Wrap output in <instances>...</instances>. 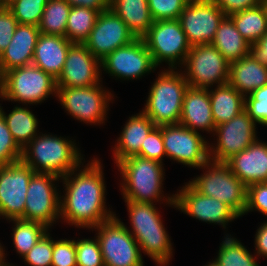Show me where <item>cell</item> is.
I'll return each mask as SVG.
<instances>
[{
  "label": "cell",
  "instance_id": "1",
  "mask_svg": "<svg viewBox=\"0 0 267 266\" xmlns=\"http://www.w3.org/2000/svg\"><path fill=\"white\" fill-rule=\"evenodd\" d=\"M90 161L61 177L65 193L60 196V219L84 229H92L116 215L106 207L103 164L98 158Z\"/></svg>",
  "mask_w": 267,
  "mask_h": 266
},
{
  "label": "cell",
  "instance_id": "2",
  "mask_svg": "<svg viewBox=\"0 0 267 266\" xmlns=\"http://www.w3.org/2000/svg\"><path fill=\"white\" fill-rule=\"evenodd\" d=\"M163 163L138 155L130 156L117 163L121 175V195L124 201L156 203L165 201L175 208V195L164 196L163 181L165 168ZM165 198V199H164Z\"/></svg>",
  "mask_w": 267,
  "mask_h": 266
},
{
  "label": "cell",
  "instance_id": "3",
  "mask_svg": "<svg viewBox=\"0 0 267 266\" xmlns=\"http://www.w3.org/2000/svg\"><path fill=\"white\" fill-rule=\"evenodd\" d=\"M72 140L40 132L22 149L21 160L36 173L64 177L85 160Z\"/></svg>",
  "mask_w": 267,
  "mask_h": 266
},
{
  "label": "cell",
  "instance_id": "4",
  "mask_svg": "<svg viewBox=\"0 0 267 266\" xmlns=\"http://www.w3.org/2000/svg\"><path fill=\"white\" fill-rule=\"evenodd\" d=\"M124 202L132 230L126 228L137 241L141 255L145 253L157 266H167L173 257V247L156 204Z\"/></svg>",
  "mask_w": 267,
  "mask_h": 266
},
{
  "label": "cell",
  "instance_id": "5",
  "mask_svg": "<svg viewBox=\"0 0 267 266\" xmlns=\"http://www.w3.org/2000/svg\"><path fill=\"white\" fill-rule=\"evenodd\" d=\"M180 70H161L151 85L145 107L141 111L156 126L179 124L184 95L189 87Z\"/></svg>",
  "mask_w": 267,
  "mask_h": 266
},
{
  "label": "cell",
  "instance_id": "6",
  "mask_svg": "<svg viewBox=\"0 0 267 266\" xmlns=\"http://www.w3.org/2000/svg\"><path fill=\"white\" fill-rule=\"evenodd\" d=\"M56 79L31 64L11 69L3 74V86L0 98L6 101L22 103L28 106L47 100L50 95L56 97Z\"/></svg>",
  "mask_w": 267,
  "mask_h": 266
},
{
  "label": "cell",
  "instance_id": "7",
  "mask_svg": "<svg viewBox=\"0 0 267 266\" xmlns=\"http://www.w3.org/2000/svg\"><path fill=\"white\" fill-rule=\"evenodd\" d=\"M199 169L205 171L189 183L199 193L220 200L242 217L246 209L247 186L231 172L230 167L225 162L209 160Z\"/></svg>",
  "mask_w": 267,
  "mask_h": 266
},
{
  "label": "cell",
  "instance_id": "8",
  "mask_svg": "<svg viewBox=\"0 0 267 266\" xmlns=\"http://www.w3.org/2000/svg\"><path fill=\"white\" fill-rule=\"evenodd\" d=\"M142 39L157 68L166 62L168 69H181L192 47L178 19L154 21Z\"/></svg>",
  "mask_w": 267,
  "mask_h": 266
},
{
  "label": "cell",
  "instance_id": "9",
  "mask_svg": "<svg viewBox=\"0 0 267 266\" xmlns=\"http://www.w3.org/2000/svg\"><path fill=\"white\" fill-rule=\"evenodd\" d=\"M102 84L101 82L89 87H57L56 97L72 118L86 125L100 126L105 124L109 104L111 101L113 103L115 96Z\"/></svg>",
  "mask_w": 267,
  "mask_h": 266
},
{
  "label": "cell",
  "instance_id": "10",
  "mask_svg": "<svg viewBox=\"0 0 267 266\" xmlns=\"http://www.w3.org/2000/svg\"><path fill=\"white\" fill-rule=\"evenodd\" d=\"M93 229L105 266H144L137 241L118 216L101 222Z\"/></svg>",
  "mask_w": 267,
  "mask_h": 266
},
{
  "label": "cell",
  "instance_id": "11",
  "mask_svg": "<svg viewBox=\"0 0 267 266\" xmlns=\"http://www.w3.org/2000/svg\"><path fill=\"white\" fill-rule=\"evenodd\" d=\"M229 65L210 43L192 46L181 68L189 87L208 89L227 84Z\"/></svg>",
  "mask_w": 267,
  "mask_h": 266
},
{
  "label": "cell",
  "instance_id": "12",
  "mask_svg": "<svg viewBox=\"0 0 267 266\" xmlns=\"http://www.w3.org/2000/svg\"><path fill=\"white\" fill-rule=\"evenodd\" d=\"M61 177L34 173L28 185L23 220L34 221L51 228L60 218V191L56 181Z\"/></svg>",
  "mask_w": 267,
  "mask_h": 266
},
{
  "label": "cell",
  "instance_id": "13",
  "mask_svg": "<svg viewBox=\"0 0 267 266\" xmlns=\"http://www.w3.org/2000/svg\"><path fill=\"white\" fill-rule=\"evenodd\" d=\"M166 157L187 167L200 168L210 160L209 141L180 124L162 126Z\"/></svg>",
  "mask_w": 267,
  "mask_h": 266
},
{
  "label": "cell",
  "instance_id": "14",
  "mask_svg": "<svg viewBox=\"0 0 267 266\" xmlns=\"http://www.w3.org/2000/svg\"><path fill=\"white\" fill-rule=\"evenodd\" d=\"M256 126L245 110L230 121L217 125L213 132L217 143H209L210 160L226 162L233 155L245 150L258 138Z\"/></svg>",
  "mask_w": 267,
  "mask_h": 266
},
{
  "label": "cell",
  "instance_id": "15",
  "mask_svg": "<svg viewBox=\"0 0 267 266\" xmlns=\"http://www.w3.org/2000/svg\"><path fill=\"white\" fill-rule=\"evenodd\" d=\"M156 69L142 38H136L128 45L117 48L101 60V71L123 81L140 79Z\"/></svg>",
  "mask_w": 267,
  "mask_h": 266
},
{
  "label": "cell",
  "instance_id": "16",
  "mask_svg": "<svg viewBox=\"0 0 267 266\" xmlns=\"http://www.w3.org/2000/svg\"><path fill=\"white\" fill-rule=\"evenodd\" d=\"M34 173L22 160L0 166V218L24 217L27 189Z\"/></svg>",
  "mask_w": 267,
  "mask_h": 266
},
{
  "label": "cell",
  "instance_id": "17",
  "mask_svg": "<svg viewBox=\"0 0 267 266\" xmlns=\"http://www.w3.org/2000/svg\"><path fill=\"white\" fill-rule=\"evenodd\" d=\"M225 13L211 0L188 1L178 20L191 46L210 44Z\"/></svg>",
  "mask_w": 267,
  "mask_h": 266
},
{
  "label": "cell",
  "instance_id": "18",
  "mask_svg": "<svg viewBox=\"0 0 267 266\" xmlns=\"http://www.w3.org/2000/svg\"><path fill=\"white\" fill-rule=\"evenodd\" d=\"M176 192L175 208L199 221L221 225L226 229L229 222L240 216L227 204L214 197L199 193L189 182Z\"/></svg>",
  "mask_w": 267,
  "mask_h": 266
},
{
  "label": "cell",
  "instance_id": "19",
  "mask_svg": "<svg viewBox=\"0 0 267 266\" xmlns=\"http://www.w3.org/2000/svg\"><path fill=\"white\" fill-rule=\"evenodd\" d=\"M135 39L125 22L108 9L99 13L95 26L83 44L95 57L102 60L109 53Z\"/></svg>",
  "mask_w": 267,
  "mask_h": 266
},
{
  "label": "cell",
  "instance_id": "20",
  "mask_svg": "<svg viewBox=\"0 0 267 266\" xmlns=\"http://www.w3.org/2000/svg\"><path fill=\"white\" fill-rule=\"evenodd\" d=\"M101 60L79 43H72L59 77L57 87H89L102 82Z\"/></svg>",
  "mask_w": 267,
  "mask_h": 266
},
{
  "label": "cell",
  "instance_id": "21",
  "mask_svg": "<svg viewBox=\"0 0 267 266\" xmlns=\"http://www.w3.org/2000/svg\"><path fill=\"white\" fill-rule=\"evenodd\" d=\"M246 186L267 182V143L257 139L225 162Z\"/></svg>",
  "mask_w": 267,
  "mask_h": 266
},
{
  "label": "cell",
  "instance_id": "22",
  "mask_svg": "<svg viewBox=\"0 0 267 266\" xmlns=\"http://www.w3.org/2000/svg\"><path fill=\"white\" fill-rule=\"evenodd\" d=\"M40 35L37 26L18 24L8 47L0 55V70L5 72L32 64L35 46Z\"/></svg>",
  "mask_w": 267,
  "mask_h": 266
},
{
  "label": "cell",
  "instance_id": "23",
  "mask_svg": "<svg viewBox=\"0 0 267 266\" xmlns=\"http://www.w3.org/2000/svg\"><path fill=\"white\" fill-rule=\"evenodd\" d=\"M179 124L195 132H214L215 123L208 89L188 87L185 92Z\"/></svg>",
  "mask_w": 267,
  "mask_h": 266
},
{
  "label": "cell",
  "instance_id": "24",
  "mask_svg": "<svg viewBox=\"0 0 267 266\" xmlns=\"http://www.w3.org/2000/svg\"><path fill=\"white\" fill-rule=\"evenodd\" d=\"M71 44L66 37L40 33L32 64L57 79L62 72Z\"/></svg>",
  "mask_w": 267,
  "mask_h": 266
},
{
  "label": "cell",
  "instance_id": "25",
  "mask_svg": "<svg viewBox=\"0 0 267 266\" xmlns=\"http://www.w3.org/2000/svg\"><path fill=\"white\" fill-rule=\"evenodd\" d=\"M155 127L154 122L142 111L129 117L113 147L114 163L117 164L125 158L137 155L147 135Z\"/></svg>",
  "mask_w": 267,
  "mask_h": 266
},
{
  "label": "cell",
  "instance_id": "26",
  "mask_svg": "<svg viewBox=\"0 0 267 266\" xmlns=\"http://www.w3.org/2000/svg\"><path fill=\"white\" fill-rule=\"evenodd\" d=\"M227 83L242 95H249L267 84V66L249 54L230 63Z\"/></svg>",
  "mask_w": 267,
  "mask_h": 266
},
{
  "label": "cell",
  "instance_id": "27",
  "mask_svg": "<svg viewBox=\"0 0 267 266\" xmlns=\"http://www.w3.org/2000/svg\"><path fill=\"white\" fill-rule=\"evenodd\" d=\"M110 9L136 38H142L154 22L147 0H110Z\"/></svg>",
  "mask_w": 267,
  "mask_h": 266
},
{
  "label": "cell",
  "instance_id": "28",
  "mask_svg": "<svg viewBox=\"0 0 267 266\" xmlns=\"http://www.w3.org/2000/svg\"><path fill=\"white\" fill-rule=\"evenodd\" d=\"M215 126L230 121L244 111L245 96L227 84L208 88Z\"/></svg>",
  "mask_w": 267,
  "mask_h": 266
},
{
  "label": "cell",
  "instance_id": "29",
  "mask_svg": "<svg viewBox=\"0 0 267 266\" xmlns=\"http://www.w3.org/2000/svg\"><path fill=\"white\" fill-rule=\"evenodd\" d=\"M211 44L230 63L250 54L251 44L238 32L229 16L220 22Z\"/></svg>",
  "mask_w": 267,
  "mask_h": 266
},
{
  "label": "cell",
  "instance_id": "30",
  "mask_svg": "<svg viewBox=\"0 0 267 266\" xmlns=\"http://www.w3.org/2000/svg\"><path fill=\"white\" fill-rule=\"evenodd\" d=\"M0 113L14 141L21 149L28 145L40 133L37 130L38 119L27 107L16 105L9 114H6L0 104Z\"/></svg>",
  "mask_w": 267,
  "mask_h": 266
},
{
  "label": "cell",
  "instance_id": "31",
  "mask_svg": "<svg viewBox=\"0 0 267 266\" xmlns=\"http://www.w3.org/2000/svg\"><path fill=\"white\" fill-rule=\"evenodd\" d=\"M229 17L238 32L250 44L257 42L267 32V16L263 3L235 12Z\"/></svg>",
  "mask_w": 267,
  "mask_h": 266
},
{
  "label": "cell",
  "instance_id": "32",
  "mask_svg": "<svg viewBox=\"0 0 267 266\" xmlns=\"http://www.w3.org/2000/svg\"><path fill=\"white\" fill-rule=\"evenodd\" d=\"M253 254L242 242L227 233L219 246L217 258L213 261L219 266H261L257 262L258 256Z\"/></svg>",
  "mask_w": 267,
  "mask_h": 266
},
{
  "label": "cell",
  "instance_id": "33",
  "mask_svg": "<svg viewBox=\"0 0 267 266\" xmlns=\"http://www.w3.org/2000/svg\"><path fill=\"white\" fill-rule=\"evenodd\" d=\"M99 13L95 9L86 7H71L65 37L71 43L83 44L95 26Z\"/></svg>",
  "mask_w": 267,
  "mask_h": 266
},
{
  "label": "cell",
  "instance_id": "34",
  "mask_svg": "<svg viewBox=\"0 0 267 266\" xmlns=\"http://www.w3.org/2000/svg\"><path fill=\"white\" fill-rule=\"evenodd\" d=\"M13 222L12 240L16 253L22 258L40 240V238L50 229L44 224L23 219H10Z\"/></svg>",
  "mask_w": 267,
  "mask_h": 266
},
{
  "label": "cell",
  "instance_id": "35",
  "mask_svg": "<svg viewBox=\"0 0 267 266\" xmlns=\"http://www.w3.org/2000/svg\"><path fill=\"white\" fill-rule=\"evenodd\" d=\"M70 9L66 0H49L38 25L40 33L65 37Z\"/></svg>",
  "mask_w": 267,
  "mask_h": 266
},
{
  "label": "cell",
  "instance_id": "36",
  "mask_svg": "<svg viewBox=\"0 0 267 266\" xmlns=\"http://www.w3.org/2000/svg\"><path fill=\"white\" fill-rule=\"evenodd\" d=\"M49 0H8L6 6L18 24L39 25L42 13Z\"/></svg>",
  "mask_w": 267,
  "mask_h": 266
},
{
  "label": "cell",
  "instance_id": "37",
  "mask_svg": "<svg viewBox=\"0 0 267 266\" xmlns=\"http://www.w3.org/2000/svg\"><path fill=\"white\" fill-rule=\"evenodd\" d=\"M77 266H105L97 238L75 240Z\"/></svg>",
  "mask_w": 267,
  "mask_h": 266
},
{
  "label": "cell",
  "instance_id": "38",
  "mask_svg": "<svg viewBox=\"0 0 267 266\" xmlns=\"http://www.w3.org/2000/svg\"><path fill=\"white\" fill-rule=\"evenodd\" d=\"M244 110L256 124L267 127V84L245 96Z\"/></svg>",
  "mask_w": 267,
  "mask_h": 266
},
{
  "label": "cell",
  "instance_id": "39",
  "mask_svg": "<svg viewBox=\"0 0 267 266\" xmlns=\"http://www.w3.org/2000/svg\"><path fill=\"white\" fill-rule=\"evenodd\" d=\"M22 149L14 141L6 122L0 113V166L20 161Z\"/></svg>",
  "mask_w": 267,
  "mask_h": 266
},
{
  "label": "cell",
  "instance_id": "40",
  "mask_svg": "<svg viewBox=\"0 0 267 266\" xmlns=\"http://www.w3.org/2000/svg\"><path fill=\"white\" fill-rule=\"evenodd\" d=\"M47 231L23 257L30 266H52L53 239Z\"/></svg>",
  "mask_w": 267,
  "mask_h": 266
},
{
  "label": "cell",
  "instance_id": "41",
  "mask_svg": "<svg viewBox=\"0 0 267 266\" xmlns=\"http://www.w3.org/2000/svg\"><path fill=\"white\" fill-rule=\"evenodd\" d=\"M154 21L178 19L189 0H147Z\"/></svg>",
  "mask_w": 267,
  "mask_h": 266
},
{
  "label": "cell",
  "instance_id": "42",
  "mask_svg": "<svg viewBox=\"0 0 267 266\" xmlns=\"http://www.w3.org/2000/svg\"><path fill=\"white\" fill-rule=\"evenodd\" d=\"M137 155L163 163V157L166 156V153L163 145L162 126H156L147 135L146 141L142 144Z\"/></svg>",
  "mask_w": 267,
  "mask_h": 266
},
{
  "label": "cell",
  "instance_id": "43",
  "mask_svg": "<svg viewBox=\"0 0 267 266\" xmlns=\"http://www.w3.org/2000/svg\"><path fill=\"white\" fill-rule=\"evenodd\" d=\"M52 266H77L74 239H53Z\"/></svg>",
  "mask_w": 267,
  "mask_h": 266
},
{
  "label": "cell",
  "instance_id": "44",
  "mask_svg": "<svg viewBox=\"0 0 267 266\" xmlns=\"http://www.w3.org/2000/svg\"><path fill=\"white\" fill-rule=\"evenodd\" d=\"M258 211L267 217V182L247 186L246 209L243 215Z\"/></svg>",
  "mask_w": 267,
  "mask_h": 266
},
{
  "label": "cell",
  "instance_id": "45",
  "mask_svg": "<svg viewBox=\"0 0 267 266\" xmlns=\"http://www.w3.org/2000/svg\"><path fill=\"white\" fill-rule=\"evenodd\" d=\"M18 25L7 6L0 7V55L8 47Z\"/></svg>",
  "mask_w": 267,
  "mask_h": 266
},
{
  "label": "cell",
  "instance_id": "46",
  "mask_svg": "<svg viewBox=\"0 0 267 266\" xmlns=\"http://www.w3.org/2000/svg\"><path fill=\"white\" fill-rule=\"evenodd\" d=\"M215 3L226 16L235 12L258 6L263 0H211Z\"/></svg>",
  "mask_w": 267,
  "mask_h": 266
},
{
  "label": "cell",
  "instance_id": "47",
  "mask_svg": "<svg viewBox=\"0 0 267 266\" xmlns=\"http://www.w3.org/2000/svg\"><path fill=\"white\" fill-rule=\"evenodd\" d=\"M256 231L254 238L255 254L258 257L263 256L267 258V221L261 223V226Z\"/></svg>",
  "mask_w": 267,
  "mask_h": 266
},
{
  "label": "cell",
  "instance_id": "48",
  "mask_svg": "<svg viewBox=\"0 0 267 266\" xmlns=\"http://www.w3.org/2000/svg\"><path fill=\"white\" fill-rule=\"evenodd\" d=\"M250 54L261 64L267 66V32L251 44Z\"/></svg>",
  "mask_w": 267,
  "mask_h": 266
},
{
  "label": "cell",
  "instance_id": "49",
  "mask_svg": "<svg viewBox=\"0 0 267 266\" xmlns=\"http://www.w3.org/2000/svg\"><path fill=\"white\" fill-rule=\"evenodd\" d=\"M71 7H86L104 12L110 9V0H66Z\"/></svg>",
  "mask_w": 267,
  "mask_h": 266
},
{
  "label": "cell",
  "instance_id": "50",
  "mask_svg": "<svg viewBox=\"0 0 267 266\" xmlns=\"http://www.w3.org/2000/svg\"><path fill=\"white\" fill-rule=\"evenodd\" d=\"M5 247L2 246V244L0 243V266H3L6 262L5 258Z\"/></svg>",
  "mask_w": 267,
  "mask_h": 266
},
{
  "label": "cell",
  "instance_id": "51",
  "mask_svg": "<svg viewBox=\"0 0 267 266\" xmlns=\"http://www.w3.org/2000/svg\"><path fill=\"white\" fill-rule=\"evenodd\" d=\"M2 86H3V74L0 70V94H1Z\"/></svg>",
  "mask_w": 267,
  "mask_h": 266
},
{
  "label": "cell",
  "instance_id": "52",
  "mask_svg": "<svg viewBox=\"0 0 267 266\" xmlns=\"http://www.w3.org/2000/svg\"><path fill=\"white\" fill-rule=\"evenodd\" d=\"M204 266H219L216 262H214V261H210V262H208L206 265H204Z\"/></svg>",
  "mask_w": 267,
  "mask_h": 266
},
{
  "label": "cell",
  "instance_id": "53",
  "mask_svg": "<svg viewBox=\"0 0 267 266\" xmlns=\"http://www.w3.org/2000/svg\"><path fill=\"white\" fill-rule=\"evenodd\" d=\"M263 5H264V9H265V12H266V16H267V0H263Z\"/></svg>",
  "mask_w": 267,
  "mask_h": 266
},
{
  "label": "cell",
  "instance_id": "54",
  "mask_svg": "<svg viewBox=\"0 0 267 266\" xmlns=\"http://www.w3.org/2000/svg\"><path fill=\"white\" fill-rule=\"evenodd\" d=\"M7 2L5 0H0V7L6 6Z\"/></svg>",
  "mask_w": 267,
  "mask_h": 266
},
{
  "label": "cell",
  "instance_id": "55",
  "mask_svg": "<svg viewBox=\"0 0 267 266\" xmlns=\"http://www.w3.org/2000/svg\"><path fill=\"white\" fill-rule=\"evenodd\" d=\"M3 266H15V265L10 264L9 262H5V264Z\"/></svg>",
  "mask_w": 267,
  "mask_h": 266
}]
</instances>
